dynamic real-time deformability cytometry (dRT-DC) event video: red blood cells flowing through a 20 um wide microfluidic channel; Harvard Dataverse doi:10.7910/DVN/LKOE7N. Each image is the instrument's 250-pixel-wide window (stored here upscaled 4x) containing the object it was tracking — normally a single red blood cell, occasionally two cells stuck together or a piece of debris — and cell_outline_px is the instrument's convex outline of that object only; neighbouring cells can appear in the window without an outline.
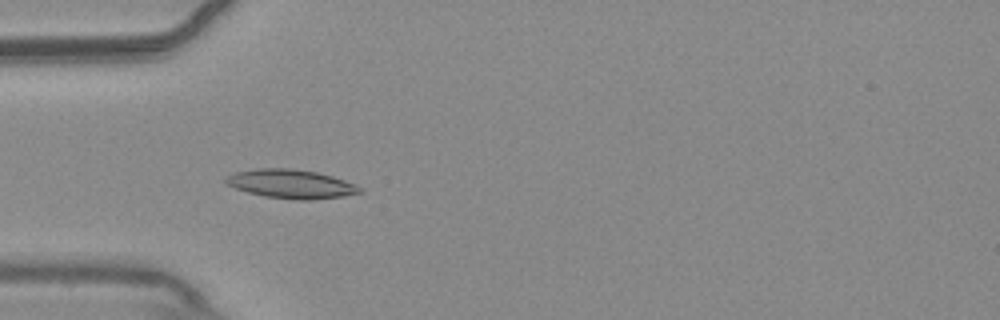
{"species": "common noctule bat (a hibernating species)", "species_latin": "Nyctalus noctula", "temperature_condition": "warm", "stored_images_in_passage": 54, "camera_frame_rate_fps": 3000, "um_per_image_px": 0.085, "animal": {"sex": "male", "body_mass_g": 20.4}, "frame": {"image": 1, "passage_image": 16, "time_ms": 5.0, "image_size_px": [1000, 320], "cell_outline_px": [[364, 192], [344, 196], [308, 200], [300, 200], [264, 196], [248, 192], [224, 184], [224, 176], [236, 172], [256, 168], [288, 168], [316, 172], [332, 176], [344, 180], [360, 188]], "centroid_in_image_um": [24.68, 15.63], "position_along_channel_um": 60.3, "area_um2": 22.43}}
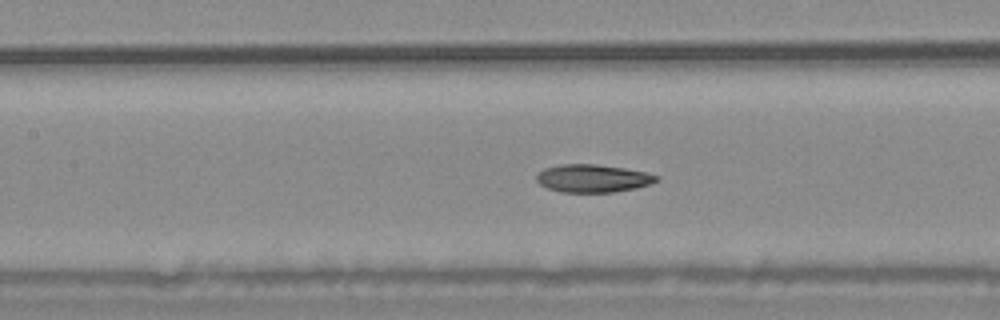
{"frame": {"image": 2, "passage_image": 24, "time_ms": 7.667, "image_size_px": [1000, 320], "cell_outline_px": [[660, 180], [636, 188], [612, 192], [560, 192], [548, 188], [540, 184], [536, 180], [536, 176], [544, 168], [560, 164], [596, 164], [624, 168], [644, 172], [660, 176]], "centroid_in_image_um": [50.38, 15.16], "position_along_channel_um": 157.0, "area_um2": 19.42}}
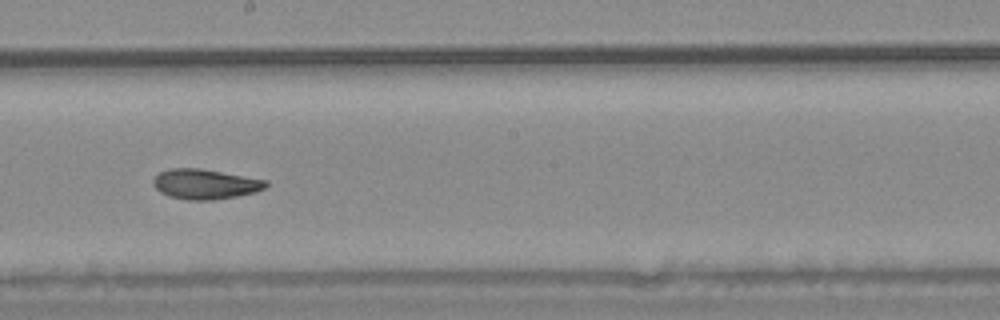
{"frame": {"image": 3, "passage_image": 30, "time_ms": 9.667, "image_size_px": [1000, 320], "cell_outline_px": [[268, 184], [264, 188], [256, 192], [236, 196], [212, 200], [188, 200], [168, 196], [160, 192], [152, 184], [152, 180], [160, 172], [168, 168], [200, 168], [268, 180]], "centroid_in_image_um": [17.42, 15.64], "position_along_channel_um": 230.8, "area_um2": 19.77}, "authors_computed_cell_mechanics": {"area_um2": 20.1722, "velocity_mm_per_s": 3.7022, "shape_relaxation_time_tau1_ms": 10.9707, "shape_relaxation_time_tau2_ms": 2.2751, "deformation_change_tau1": 0.2112, "deformation_change_tau2": 0.0715}}